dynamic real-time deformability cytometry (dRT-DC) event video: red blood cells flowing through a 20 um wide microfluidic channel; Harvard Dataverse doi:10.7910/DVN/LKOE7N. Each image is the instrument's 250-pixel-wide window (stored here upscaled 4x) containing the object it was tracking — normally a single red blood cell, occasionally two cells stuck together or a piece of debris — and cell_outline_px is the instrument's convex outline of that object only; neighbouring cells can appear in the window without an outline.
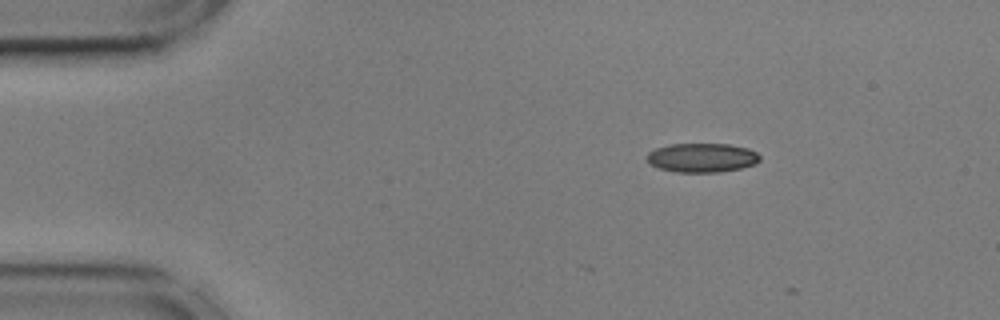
{"species": "common noctule bat (a hibernating species)", "species_latin": "Nyctalus noctula", "temperature_condition": "cold", "stored_images_in_passage": 5, "camera_frame_rate_fps": 3000, "um_per_image_px": 0.085, "animal": {"sex": "male", "body_mass_g": 17.9, "forearm_length_mm": 54.2}, "frame": {"image": 1, "passage_image": 1, "time_ms": 0.0, "image_size_px": [1000, 320], "cell_outline_px": [[760, 160], [756, 164], [740, 168], [720, 172], [676, 172], [660, 168], [648, 164], [648, 152], [656, 148], [668, 144], [728, 144], [748, 148], [756, 152], [760, 156]], "centroid_in_image_um": [59.67, 13.4], "position_along_channel_um": 25.3, "area_um2": 19.19}}